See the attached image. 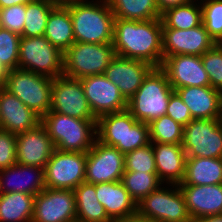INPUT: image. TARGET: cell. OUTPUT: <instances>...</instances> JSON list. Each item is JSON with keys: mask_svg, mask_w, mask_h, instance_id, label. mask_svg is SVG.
<instances>
[{"mask_svg": "<svg viewBox=\"0 0 222 222\" xmlns=\"http://www.w3.org/2000/svg\"><path fill=\"white\" fill-rule=\"evenodd\" d=\"M113 47L116 55L142 60L154 67L163 62L161 18L148 21L114 19Z\"/></svg>", "mask_w": 222, "mask_h": 222, "instance_id": "6da1fadb", "label": "cell"}, {"mask_svg": "<svg viewBox=\"0 0 222 222\" xmlns=\"http://www.w3.org/2000/svg\"><path fill=\"white\" fill-rule=\"evenodd\" d=\"M66 7L72 18L75 42L113 43L115 17L106 0H78Z\"/></svg>", "mask_w": 222, "mask_h": 222, "instance_id": "7a4b0ae2", "label": "cell"}, {"mask_svg": "<svg viewBox=\"0 0 222 222\" xmlns=\"http://www.w3.org/2000/svg\"><path fill=\"white\" fill-rule=\"evenodd\" d=\"M97 140L126 154L150 142L149 125L137 121L126 109L97 118Z\"/></svg>", "mask_w": 222, "mask_h": 222, "instance_id": "3957f363", "label": "cell"}, {"mask_svg": "<svg viewBox=\"0 0 222 222\" xmlns=\"http://www.w3.org/2000/svg\"><path fill=\"white\" fill-rule=\"evenodd\" d=\"M55 149L87 153L97 139V120H84L49 111L41 118Z\"/></svg>", "mask_w": 222, "mask_h": 222, "instance_id": "277c9868", "label": "cell"}, {"mask_svg": "<svg viewBox=\"0 0 222 222\" xmlns=\"http://www.w3.org/2000/svg\"><path fill=\"white\" fill-rule=\"evenodd\" d=\"M173 92L166 73L160 67H154L137 92L127 100V110L137 121L149 124L166 115Z\"/></svg>", "mask_w": 222, "mask_h": 222, "instance_id": "5b68a950", "label": "cell"}, {"mask_svg": "<svg viewBox=\"0 0 222 222\" xmlns=\"http://www.w3.org/2000/svg\"><path fill=\"white\" fill-rule=\"evenodd\" d=\"M53 78L23 69L8 71L3 87L41 118L50 111Z\"/></svg>", "mask_w": 222, "mask_h": 222, "instance_id": "8992f818", "label": "cell"}, {"mask_svg": "<svg viewBox=\"0 0 222 222\" xmlns=\"http://www.w3.org/2000/svg\"><path fill=\"white\" fill-rule=\"evenodd\" d=\"M115 56L113 43L74 42L63 53V75L81 79L86 76L104 74Z\"/></svg>", "mask_w": 222, "mask_h": 222, "instance_id": "52a82bcc", "label": "cell"}, {"mask_svg": "<svg viewBox=\"0 0 222 222\" xmlns=\"http://www.w3.org/2000/svg\"><path fill=\"white\" fill-rule=\"evenodd\" d=\"M137 213L157 222H191L192 220L178 184L159 186L137 203Z\"/></svg>", "mask_w": 222, "mask_h": 222, "instance_id": "ba28073f", "label": "cell"}, {"mask_svg": "<svg viewBox=\"0 0 222 222\" xmlns=\"http://www.w3.org/2000/svg\"><path fill=\"white\" fill-rule=\"evenodd\" d=\"M18 68L54 79L63 75V52L45 36L20 37Z\"/></svg>", "mask_w": 222, "mask_h": 222, "instance_id": "9c48e42d", "label": "cell"}, {"mask_svg": "<svg viewBox=\"0 0 222 222\" xmlns=\"http://www.w3.org/2000/svg\"><path fill=\"white\" fill-rule=\"evenodd\" d=\"M186 158H222V127L219 119H193L183 127Z\"/></svg>", "mask_w": 222, "mask_h": 222, "instance_id": "30bf717a", "label": "cell"}, {"mask_svg": "<svg viewBox=\"0 0 222 222\" xmlns=\"http://www.w3.org/2000/svg\"><path fill=\"white\" fill-rule=\"evenodd\" d=\"M86 153L54 150L44 167L45 187L74 190L85 182Z\"/></svg>", "mask_w": 222, "mask_h": 222, "instance_id": "8fae6325", "label": "cell"}, {"mask_svg": "<svg viewBox=\"0 0 222 222\" xmlns=\"http://www.w3.org/2000/svg\"><path fill=\"white\" fill-rule=\"evenodd\" d=\"M125 172V154L95 140L86 153L85 182L97 184L121 181Z\"/></svg>", "mask_w": 222, "mask_h": 222, "instance_id": "7c38bea8", "label": "cell"}, {"mask_svg": "<svg viewBox=\"0 0 222 222\" xmlns=\"http://www.w3.org/2000/svg\"><path fill=\"white\" fill-rule=\"evenodd\" d=\"M50 111L84 120H97L90 110L81 81L65 75L53 79Z\"/></svg>", "mask_w": 222, "mask_h": 222, "instance_id": "4fadbf2b", "label": "cell"}, {"mask_svg": "<svg viewBox=\"0 0 222 222\" xmlns=\"http://www.w3.org/2000/svg\"><path fill=\"white\" fill-rule=\"evenodd\" d=\"M163 59L174 55L202 56L216 41L204 24L189 29L162 28Z\"/></svg>", "mask_w": 222, "mask_h": 222, "instance_id": "5bb4252c", "label": "cell"}, {"mask_svg": "<svg viewBox=\"0 0 222 222\" xmlns=\"http://www.w3.org/2000/svg\"><path fill=\"white\" fill-rule=\"evenodd\" d=\"M79 80L90 110L96 118L127 109V100L104 74L86 76Z\"/></svg>", "mask_w": 222, "mask_h": 222, "instance_id": "9a60e30c", "label": "cell"}, {"mask_svg": "<svg viewBox=\"0 0 222 222\" xmlns=\"http://www.w3.org/2000/svg\"><path fill=\"white\" fill-rule=\"evenodd\" d=\"M76 219L74 190L49 189L35 196L32 222H69Z\"/></svg>", "mask_w": 222, "mask_h": 222, "instance_id": "2e32d148", "label": "cell"}, {"mask_svg": "<svg viewBox=\"0 0 222 222\" xmlns=\"http://www.w3.org/2000/svg\"><path fill=\"white\" fill-rule=\"evenodd\" d=\"M174 91L188 86H211L208 74L203 67L201 56L174 55L163 59L160 67Z\"/></svg>", "mask_w": 222, "mask_h": 222, "instance_id": "e0dca14e", "label": "cell"}, {"mask_svg": "<svg viewBox=\"0 0 222 222\" xmlns=\"http://www.w3.org/2000/svg\"><path fill=\"white\" fill-rule=\"evenodd\" d=\"M16 163L44 168L55 146L42 123L16 135Z\"/></svg>", "mask_w": 222, "mask_h": 222, "instance_id": "ac0fdd59", "label": "cell"}, {"mask_svg": "<svg viewBox=\"0 0 222 222\" xmlns=\"http://www.w3.org/2000/svg\"><path fill=\"white\" fill-rule=\"evenodd\" d=\"M154 68L150 63L116 55L104 75L114 83L126 100L131 98Z\"/></svg>", "mask_w": 222, "mask_h": 222, "instance_id": "d6986e66", "label": "cell"}, {"mask_svg": "<svg viewBox=\"0 0 222 222\" xmlns=\"http://www.w3.org/2000/svg\"><path fill=\"white\" fill-rule=\"evenodd\" d=\"M41 117L4 87L0 88V125L1 129L20 134L35 128Z\"/></svg>", "mask_w": 222, "mask_h": 222, "instance_id": "ffe728a7", "label": "cell"}, {"mask_svg": "<svg viewBox=\"0 0 222 222\" xmlns=\"http://www.w3.org/2000/svg\"><path fill=\"white\" fill-rule=\"evenodd\" d=\"M178 186L192 219L222 214V184Z\"/></svg>", "mask_w": 222, "mask_h": 222, "instance_id": "44dd1931", "label": "cell"}, {"mask_svg": "<svg viewBox=\"0 0 222 222\" xmlns=\"http://www.w3.org/2000/svg\"><path fill=\"white\" fill-rule=\"evenodd\" d=\"M96 196L113 222L125 220L137 213V203L121 181L97 183Z\"/></svg>", "mask_w": 222, "mask_h": 222, "instance_id": "7402d4cb", "label": "cell"}, {"mask_svg": "<svg viewBox=\"0 0 222 222\" xmlns=\"http://www.w3.org/2000/svg\"><path fill=\"white\" fill-rule=\"evenodd\" d=\"M2 193L20 192L36 196L45 187L44 168L15 164L0 170ZM27 178V179H26Z\"/></svg>", "mask_w": 222, "mask_h": 222, "instance_id": "603a6c76", "label": "cell"}, {"mask_svg": "<svg viewBox=\"0 0 222 222\" xmlns=\"http://www.w3.org/2000/svg\"><path fill=\"white\" fill-rule=\"evenodd\" d=\"M158 179L163 184H180L185 175L186 152L182 144L152 143Z\"/></svg>", "mask_w": 222, "mask_h": 222, "instance_id": "cb8c5ba5", "label": "cell"}, {"mask_svg": "<svg viewBox=\"0 0 222 222\" xmlns=\"http://www.w3.org/2000/svg\"><path fill=\"white\" fill-rule=\"evenodd\" d=\"M175 91L190 109L193 119H219L221 91L211 86H188Z\"/></svg>", "mask_w": 222, "mask_h": 222, "instance_id": "d4e9b609", "label": "cell"}, {"mask_svg": "<svg viewBox=\"0 0 222 222\" xmlns=\"http://www.w3.org/2000/svg\"><path fill=\"white\" fill-rule=\"evenodd\" d=\"M222 184V158H186L185 175L178 185Z\"/></svg>", "mask_w": 222, "mask_h": 222, "instance_id": "484cf974", "label": "cell"}, {"mask_svg": "<svg viewBox=\"0 0 222 222\" xmlns=\"http://www.w3.org/2000/svg\"><path fill=\"white\" fill-rule=\"evenodd\" d=\"M44 36L63 53L75 42L73 22L66 6H55L51 10Z\"/></svg>", "mask_w": 222, "mask_h": 222, "instance_id": "4316f807", "label": "cell"}, {"mask_svg": "<svg viewBox=\"0 0 222 222\" xmlns=\"http://www.w3.org/2000/svg\"><path fill=\"white\" fill-rule=\"evenodd\" d=\"M76 218L84 222H113L96 196V184L82 182L74 189Z\"/></svg>", "mask_w": 222, "mask_h": 222, "instance_id": "83f0119b", "label": "cell"}, {"mask_svg": "<svg viewBox=\"0 0 222 222\" xmlns=\"http://www.w3.org/2000/svg\"><path fill=\"white\" fill-rule=\"evenodd\" d=\"M35 196L11 192L0 195V222H32Z\"/></svg>", "mask_w": 222, "mask_h": 222, "instance_id": "f1b7e54d", "label": "cell"}, {"mask_svg": "<svg viewBox=\"0 0 222 222\" xmlns=\"http://www.w3.org/2000/svg\"><path fill=\"white\" fill-rule=\"evenodd\" d=\"M115 18L148 21L161 18L155 0H106Z\"/></svg>", "mask_w": 222, "mask_h": 222, "instance_id": "f546056e", "label": "cell"}, {"mask_svg": "<svg viewBox=\"0 0 222 222\" xmlns=\"http://www.w3.org/2000/svg\"><path fill=\"white\" fill-rule=\"evenodd\" d=\"M162 28L189 29L202 24L200 0L168 8L161 13Z\"/></svg>", "mask_w": 222, "mask_h": 222, "instance_id": "4dcf8cb0", "label": "cell"}, {"mask_svg": "<svg viewBox=\"0 0 222 222\" xmlns=\"http://www.w3.org/2000/svg\"><path fill=\"white\" fill-rule=\"evenodd\" d=\"M54 7L46 0H34L26 4L24 27L20 36H44L49 14Z\"/></svg>", "mask_w": 222, "mask_h": 222, "instance_id": "1f68e13d", "label": "cell"}, {"mask_svg": "<svg viewBox=\"0 0 222 222\" xmlns=\"http://www.w3.org/2000/svg\"><path fill=\"white\" fill-rule=\"evenodd\" d=\"M121 182L136 203L163 184L157 173L146 172H124Z\"/></svg>", "mask_w": 222, "mask_h": 222, "instance_id": "d6a6232c", "label": "cell"}, {"mask_svg": "<svg viewBox=\"0 0 222 222\" xmlns=\"http://www.w3.org/2000/svg\"><path fill=\"white\" fill-rule=\"evenodd\" d=\"M148 125L151 143L182 144L183 126L168 115H163Z\"/></svg>", "mask_w": 222, "mask_h": 222, "instance_id": "836d02e7", "label": "cell"}, {"mask_svg": "<svg viewBox=\"0 0 222 222\" xmlns=\"http://www.w3.org/2000/svg\"><path fill=\"white\" fill-rule=\"evenodd\" d=\"M20 37L0 27V62L7 71L18 68Z\"/></svg>", "mask_w": 222, "mask_h": 222, "instance_id": "e575fe53", "label": "cell"}, {"mask_svg": "<svg viewBox=\"0 0 222 222\" xmlns=\"http://www.w3.org/2000/svg\"><path fill=\"white\" fill-rule=\"evenodd\" d=\"M202 23L209 35L219 43L222 40V0H200Z\"/></svg>", "mask_w": 222, "mask_h": 222, "instance_id": "d590c367", "label": "cell"}, {"mask_svg": "<svg viewBox=\"0 0 222 222\" xmlns=\"http://www.w3.org/2000/svg\"><path fill=\"white\" fill-rule=\"evenodd\" d=\"M125 172L157 173L152 143L125 154Z\"/></svg>", "mask_w": 222, "mask_h": 222, "instance_id": "8d00e7d4", "label": "cell"}, {"mask_svg": "<svg viewBox=\"0 0 222 222\" xmlns=\"http://www.w3.org/2000/svg\"><path fill=\"white\" fill-rule=\"evenodd\" d=\"M201 59L211 87L222 92V46L216 43L201 56Z\"/></svg>", "mask_w": 222, "mask_h": 222, "instance_id": "74e56055", "label": "cell"}, {"mask_svg": "<svg viewBox=\"0 0 222 222\" xmlns=\"http://www.w3.org/2000/svg\"><path fill=\"white\" fill-rule=\"evenodd\" d=\"M25 12V4L0 9V27L21 35L24 27Z\"/></svg>", "mask_w": 222, "mask_h": 222, "instance_id": "f35d334b", "label": "cell"}, {"mask_svg": "<svg viewBox=\"0 0 222 222\" xmlns=\"http://www.w3.org/2000/svg\"><path fill=\"white\" fill-rule=\"evenodd\" d=\"M16 134L0 129V170L16 164Z\"/></svg>", "mask_w": 222, "mask_h": 222, "instance_id": "ab89813d", "label": "cell"}, {"mask_svg": "<svg viewBox=\"0 0 222 222\" xmlns=\"http://www.w3.org/2000/svg\"><path fill=\"white\" fill-rule=\"evenodd\" d=\"M166 115L183 127L193 120L190 114V109L182 101V98L176 91H174L169 98Z\"/></svg>", "mask_w": 222, "mask_h": 222, "instance_id": "60d3db41", "label": "cell"}, {"mask_svg": "<svg viewBox=\"0 0 222 222\" xmlns=\"http://www.w3.org/2000/svg\"><path fill=\"white\" fill-rule=\"evenodd\" d=\"M155 1L160 13H162L168 8L187 4L191 0H155Z\"/></svg>", "mask_w": 222, "mask_h": 222, "instance_id": "b9f144b4", "label": "cell"}, {"mask_svg": "<svg viewBox=\"0 0 222 222\" xmlns=\"http://www.w3.org/2000/svg\"><path fill=\"white\" fill-rule=\"evenodd\" d=\"M34 0H0V9L13 6V5H18V4H28Z\"/></svg>", "mask_w": 222, "mask_h": 222, "instance_id": "7bdbcfd3", "label": "cell"}, {"mask_svg": "<svg viewBox=\"0 0 222 222\" xmlns=\"http://www.w3.org/2000/svg\"><path fill=\"white\" fill-rule=\"evenodd\" d=\"M191 222H222V214L194 218L191 220Z\"/></svg>", "mask_w": 222, "mask_h": 222, "instance_id": "ee69618b", "label": "cell"}, {"mask_svg": "<svg viewBox=\"0 0 222 222\" xmlns=\"http://www.w3.org/2000/svg\"><path fill=\"white\" fill-rule=\"evenodd\" d=\"M119 222H157V221L152 220L150 218L142 217L138 213H136L135 215H133L125 220H121Z\"/></svg>", "mask_w": 222, "mask_h": 222, "instance_id": "f6af8a7d", "label": "cell"}, {"mask_svg": "<svg viewBox=\"0 0 222 222\" xmlns=\"http://www.w3.org/2000/svg\"><path fill=\"white\" fill-rule=\"evenodd\" d=\"M55 6H66L78 0H46Z\"/></svg>", "mask_w": 222, "mask_h": 222, "instance_id": "bcb514c9", "label": "cell"}, {"mask_svg": "<svg viewBox=\"0 0 222 222\" xmlns=\"http://www.w3.org/2000/svg\"><path fill=\"white\" fill-rule=\"evenodd\" d=\"M8 71L3 67L0 66V88L3 87V81L6 78Z\"/></svg>", "mask_w": 222, "mask_h": 222, "instance_id": "7dc6e473", "label": "cell"}, {"mask_svg": "<svg viewBox=\"0 0 222 222\" xmlns=\"http://www.w3.org/2000/svg\"><path fill=\"white\" fill-rule=\"evenodd\" d=\"M219 123L222 127V96H221V101H220V115H219Z\"/></svg>", "mask_w": 222, "mask_h": 222, "instance_id": "c3c4849f", "label": "cell"}, {"mask_svg": "<svg viewBox=\"0 0 222 222\" xmlns=\"http://www.w3.org/2000/svg\"><path fill=\"white\" fill-rule=\"evenodd\" d=\"M69 222H84V221H82V220H79V219H73V220H70Z\"/></svg>", "mask_w": 222, "mask_h": 222, "instance_id": "681fc988", "label": "cell"}, {"mask_svg": "<svg viewBox=\"0 0 222 222\" xmlns=\"http://www.w3.org/2000/svg\"><path fill=\"white\" fill-rule=\"evenodd\" d=\"M2 194V183H1V175H0V195Z\"/></svg>", "mask_w": 222, "mask_h": 222, "instance_id": "f907efd6", "label": "cell"}]
</instances>
